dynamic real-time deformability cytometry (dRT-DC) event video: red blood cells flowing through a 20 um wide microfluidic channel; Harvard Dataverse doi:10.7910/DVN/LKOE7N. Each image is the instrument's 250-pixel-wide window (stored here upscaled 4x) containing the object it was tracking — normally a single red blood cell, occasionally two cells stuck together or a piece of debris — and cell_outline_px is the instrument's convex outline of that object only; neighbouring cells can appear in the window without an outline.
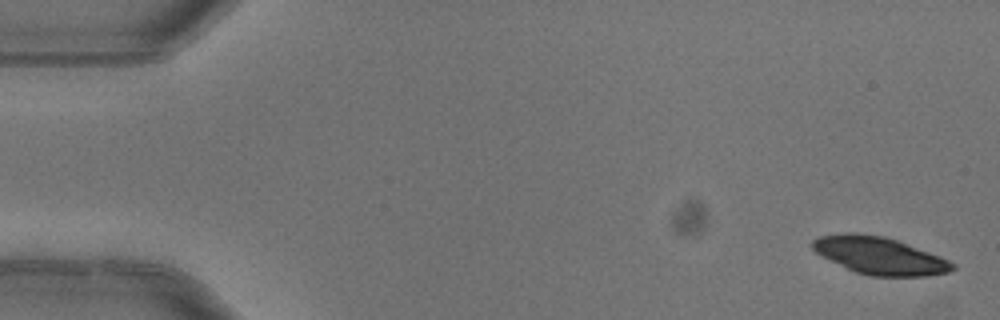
{"species": "common noctule bat (a hibernating species)", "species_latin": "Nyctalus noctula", "temperature_condition": "warm", "stored_images_in_passage": 4, "camera_frame_rate_fps": 3000, "um_per_image_px": 0.085, "animal": {"sex": "female"}, "frame": {"image": 1, "passage_image": 1, "time_ms": 0.0, "image_size_px": [1000, 320], "cell_outline_px": [[956, 268], [948, 272], [928, 276], [868, 276], [856, 272], [816, 252], [812, 248], [812, 240], [820, 236], [844, 232], [856, 232], [884, 236], [896, 240], [940, 256], [956, 264]], "centroid_in_image_um": [74.78, 21.72], "position_along_channel_um": 10.2, "area_um2": 30.23}}